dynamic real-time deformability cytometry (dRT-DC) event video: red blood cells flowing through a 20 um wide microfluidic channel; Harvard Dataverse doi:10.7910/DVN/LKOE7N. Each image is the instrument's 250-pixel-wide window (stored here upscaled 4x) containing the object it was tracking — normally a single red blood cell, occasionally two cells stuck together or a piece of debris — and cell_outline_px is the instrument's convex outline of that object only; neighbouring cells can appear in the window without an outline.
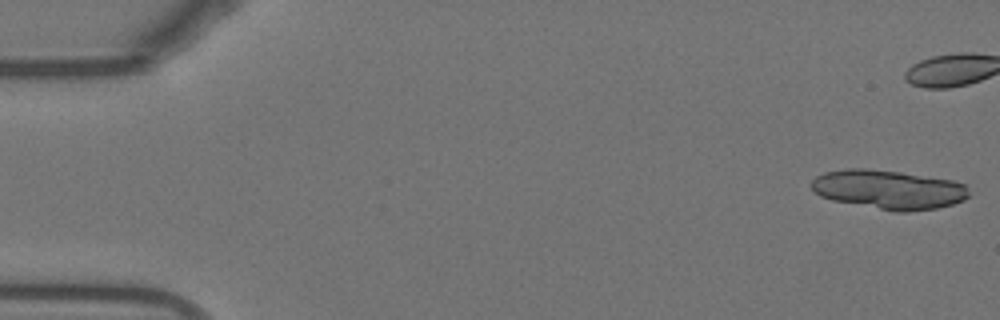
{"species": "Egyptian fruit bat (a non-hibernating species)", "species_latin": "Rousettus aegyptiacus", "temperature_condition": "warm", "stored_images_in_passage": 14, "camera_frame_rate_fps": 3000, "um_per_image_px": 0.085, "animal": {"sex": "female"}, "frame": {"image": 1, "passage_image": 1, "time_ms": 0.0, "image_size_px": [1000, 320], "cell_outline_px": [[968, 196], [964, 200], [952, 204], [936, 208], [908, 212], [896, 212], [832, 200], [820, 196], [812, 188], [812, 180], [816, 176], [824, 172], [848, 168], [864, 168], [900, 172], [956, 180], [968, 184]], "centroid_in_image_um": [75.57, 16.1], "position_along_channel_um": 9.4, "area_um2": 36.13}}